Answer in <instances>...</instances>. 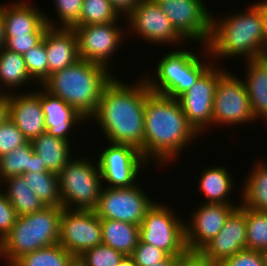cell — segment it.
<instances>
[{
    "instance_id": "cell-1",
    "label": "cell",
    "mask_w": 267,
    "mask_h": 266,
    "mask_svg": "<svg viewBox=\"0 0 267 266\" xmlns=\"http://www.w3.org/2000/svg\"><path fill=\"white\" fill-rule=\"evenodd\" d=\"M113 79L102 90L95 114L101 132L110 143L130 145L141 151L144 147V108L150 91L146 80L127 86Z\"/></svg>"
},
{
    "instance_id": "cell-2",
    "label": "cell",
    "mask_w": 267,
    "mask_h": 266,
    "mask_svg": "<svg viewBox=\"0 0 267 266\" xmlns=\"http://www.w3.org/2000/svg\"><path fill=\"white\" fill-rule=\"evenodd\" d=\"M144 122V147L140 153L147 162L151 159L169 163L194 138L200 137L177 99L151 90L146 96Z\"/></svg>"
},
{
    "instance_id": "cell-3",
    "label": "cell",
    "mask_w": 267,
    "mask_h": 266,
    "mask_svg": "<svg viewBox=\"0 0 267 266\" xmlns=\"http://www.w3.org/2000/svg\"><path fill=\"white\" fill-rule=\"evenodd\" d=\"M237 13L219 21L211 16L210 39L203 46L209 58L240 56L246 61L264 57L260 2L254 3L244 13Z\"/></svg>"
},
{
    "instance_id": "cell-4",
    "label": "cell",
    "mask_w": 267,
    "mask_h": 266,
    "mask_svg": "<svg viewBox=\"0 0 267 266\" xmlns=\"http://www.w3.org/2000/svg\"><path fill=\"white\" fill-rule=\"evenodd\" d=\"M110 69L79 59L52 73L41 85L74 108L86 121L95 114L102 90L113 79Z\"/></svg>"
},
{
    "instance_id": "cell-5",
    "label": "cell",
    "mask_w": 267,
    "mask_h": 266,
    "mask_svg": "<svg viewBox=\"0 0 267 266\" xmlns=\"http://www.w3.org/2000/svg\"><path fill=\"white\" fill-rule=\"evenodd\" d=\"M62 207L45 206L16 218L12 230L0 242V258L15 262L21 256L59 242Z\"/></svg>"
},
{
    "instance_id": "cell-6",
    "label": "cell",
    "mask_w": 267,
    "mask_h": 266,
    "mask_svg": "<svg viewBox=\"0 0 267 266\" xmlns=\"http://www.w3.org/2000/svg\"><path fill=\"white\" fill-rule=\"evenodd\" d=\"M198 57L195 53L185 49L165 54L157 64L156 78L158 80L149 76L144 77L149 89L152 92L177 99L193 87L195 82L214 65L206 64Z\"/></svg>"
},
{
    "instance_id": "cell-7",
    "label": "cell",
    "mask_w": 267,
    "mask_h": 266,
    "mask_svg": "<svg viewBox=\"0 0 267 266\" xmlns=\"http://www.w3.org/2000/svg\"><path fill=\"white\" fill-rule=\"evenodd\" d=\"M76 159L71 158L58 173L62 208L95 210L104 186L99 165L93 160Z\"/></svg>"
},
{
    "instance_id": "cell-8",
    "label": "cell",
    "mask_w": 267,
    "mask_h": 266,
    "mask_svg": "<svg viewBox=\"0 0 267 266\" xmlns=\"http://www.w3.org/2000/svg\"><path fill=\"white\" fill-rule=\"evenodd\" d=\"M169 208L154 202L139 225V239L162 249L169 256H179L187 250L185 222Z\"/></svg>"
},
{
    "instance_id": "cell-9",
    "label": "cell",
    "mask_w": 267,
    "mask_h": 266,
    "mask_svg": "<svg viewBox=\"0 0 267 266\" xmlns=\"http://www.w3.org/2000/svg\"><path fill=\"white\" fill-rule=\"evenodd\" d=\"M154 204L153 199L139 188L102 187L95 212L100 219L125 221L140 225L146 211Z\"/></svg>"
},
{
    "instance_id": "cell-10",
    "label": "cell",
    "mask_w": 267,
    "mask_h": 266,
    "mask_svg": "<svg viewBox=\"0 0 267 266\" xmlns=\"http://www.w3.org/2000/svg\"><path fill=\"white\" fill-rule=\"evenodd\" d=\"M184 40L206 46L211 35V13L203 0H155Z\"/></svg>"
},
{
    "instance_id": "cell-11",
    "label": "cell",
    "mask_w": 267,
    "mask_h": 266,
    "mask_svg": "<svg viewBox=\"0 0 267 266\" xmlns=\"http://www.w3.org/2000/svg\"><path fill=\"white\" fill-rule=\"evenodd\" d=\"M227 72L211 66L193 87L177 98L189 124L200 136L213 124L214 95L219 80Z\"/></svg>"
},
{
    "instance_id": "cell-12",
    "label": "cell",
    "mask_w": 267,
    "mask_h": 266,
    "mask_svg": "<svg viewBox=\"0 0 267 266\" xmlns=\"http://www.w3.org/2000/svg\"><path fill=\"white\" fill-rule=\"evenodd\" d=\"M75 258L102 244V227L95 210L62 208L59 242Z\"/></svg>"
},
{
    "instance_id": "cell-13",
    "label": "cell",
    "mask_w": 267,
    "mask_h": 266,
    "mask_svg": "<svg viewBox=\"0 0 267 266\" xmlns=\"http://www.w3.org/2000/svg\"><path fill=\"white\" fill-rule=\"evenodd\" d=\"M256 120L243 80L227 72L217 85L213 103V126L237 125Z\"/></svg>"
},
{
    "instance_id": "cell-14",
    "label": "cell",
    "mask_w": 267,
    "mask_h": 266,
    "mask_svg": "<svg viewBox=\"0 0 267 266\" xmlns=\"http://www.w3.org/2000/svg\"><path fill=\"white\" fill-rule=\"evenodd\" d=\"M98 165L103 181L108 187H132L138 173L148 163L138 149L130 145L113 144L102 150Z\"/></svg>"
},
{
    "instance_id": "cell-15",
    "label": "cell",
    "mask_w": 267,
    "mask_h": 266,
    "mask_svg": "<svg viewBox=\"0 0 267 266\" xmlns=\"http://www.w3.org/2000/svg\"><path fill=\"white\" fill-rule=\"evenodd\" d=\"M118 22L99 25L73 26L78 41L80 59L100 64L109 69L110 56L123 42L121 27Z\"/></svg>"
},
{
    "instance_id": "cell-16",
    "label": "cell",
    "mask_w": 267,
    "mask_h": 266,
    "mask_svg": "<svg viewBox=\"0 0 267 266\" xmlns=\"http://www.w3.org/2000/svg\"><path fill=\"white\" fill-rule=\"evenodd\" d=\"M125 20L134 34L152 44L177 43L180 46L184 41L155 0H141Z\"/></svg>"
},
{
    "instance_id": "cell-17",
    "label": "cell",
    "mask_w": 267,
    "mask_h": 266,
    "mask_svg": "<svg viewBox=\"0 0 267 266\" xmlns=\"http://www.w3.org/2000/svg\"><path fill=\"white\" fill-rule=\"evenodd\" d=\"M238 206L239 204H200L192 212L191 221L185 222L187 250L200 251L221 231L228 216Z\"/></svg>"
},
{
    "instance_id": "cell-18",
    "label": "cell",
    "mask_w": 267,
    "mask_h": 266,
    "mask_svg": "<svg viewBox=\"0 0 267 266\" xmlns=\"http://www.w3.org/2000/svg\"><path fill=\"white\" fill-rule=\"evenodd\" d=\"M246 217L239 205L227 218L221 231L200 251L220 264L228 257L246 249Z\"/></svg>"
},
{
    "instance_id": "cell-19",
    "label": "cell",
    "mask_w": 267,
    "mask_h": 266,
    "mask_svg": "<svg viewBox=\"0 0 267 266\" xmlns=\"http://www.w3.org/2000/svg\"><path fill=\"white\" fill-rule=\"evenodd\" d=\"M27 2H13L10 5L0 4L3 16L5 37L21 35H45L47 28L56 27L54 21L45 16L38 8ZM53 22V23H52Z\"/></svg>"
},
{
    "instance_id": "cell-20",
    "label": "cell",
    "mask_w": 267,
    "mask_h": 266,
    "mask_svg": "<svg viewBox=\"0 0 267 266\" xmlns=\"http://www.w3.org/2000/svg\"><path fill=\"white\" fill-rule=\"evenodd\" d=\"M37 91L22 92L18 95L13 92L10 94L9 118L28 141L46 132L45 116L40 103V94Z\"/></svg>"
},
{
    "instance_id": "cell-21",
    "label": "cell",
    "mask_w": 267,
    "mask_h": 266,
    "mask_svg": "<svg viewBox=\"0 0 267 266\" xmlns=\"http://www.w3.org/2000/svg\"><path fill=\"white\" fill-rule=\"evenodd\" d=\"M43 40L48 59V78L52 73L63 70L80 59L77 36L73 28L49 26Z\"/></svg>"
},
{
    "instance_id": "cell-22",
    "label": "cell",
    "mask_w": 267,
    "mask_h": 266,
    "mask_svg": "<svg viewBox=\"0 0 267 266\" xmlns=\"http://www.w3.org/2000/svg\"><path fill=\"white\" fill-rule=\"evenodd\" d=\"M38 91L40 103L45 116L46 132L54 137H59L68 142V132L72 127L86 119L81 116L74 108L68 105L59 97L52 95L43 86Z\"/></svg>"
},
{
    "instance_id": "cell-23",
    "label": "cell",
    "mask_w": 267,
    "mask_h": 266,
    "mask_svg": "<svg viewBox=\"0 0 267 266\" xmlns=\"http://www.w3.org/2000/svg\"><path fill=\"white\" fill-rule=\"evenodd\" d=\"M247 71L243 79L255 119L267 121V56L246 60Z\"/></svg>"
},
{
    "instance_id": "cell-24",
    "label": "cell",
    "mask_w": 267,
    "mask_h": 266,
    "mask_svg": "<svg viewBox=\"0 0 267 266\" xmlns=\"http://www.w3.org/2000/svg\"><path fill=\"white\" fill-rule=\"evenodd\" d=\"M33 149L31 141L18 146L13 151L0 157V181L10 177L22 176L26 172L53 173L48 171ZM0 183V184H1Z\"/></svg>"
},
{
    "instance_id": "cell-25",
    "label": "cell",
    "mask_w": 267,
    "mask_h": 266,
    "mask_svg": "<svg viewBox=\"0 0 267 266\" xmlns=\"http://www.w3.org/2000/svg\"><path fill=\"white\" fill-rule=\"evenodd\" d=\"M31 143L34 152L50 172L58 174L71 159L70 143L47 132L34 138Z\"/></svg>"
},
{
    "instance_id": "cell-26",
    "label": "cell",
    "mask_w": 267,
    "mask_h": 266,
    "mask_svg": "<svg viewBox=\"0 0 267 266\" xmlns=\"http://www.w3.org/2000/svg\"><path fill=\"white\" fill-rule=\"evenodd\" d=\"M102 244L110 246L123 255H132L139 242V226L111 219H100Z\"/></svg>"
},
{
    "instance_id": "cell-27",
    "label": "cell",
    "mask_w": 267,
    "mask_h": 266,
    "mask_svg": "<svg viewBox=\"0 0 267 266\" xmlns=\"http://www.w3.org/2000/svg\"><path fill=\"white\" fill-rule=\"evenodd\" d=\"M226 167H210L203 170L199 179V190L207 198L205 203L232 204L228 199L234 189L233 178Z\"/></svg>"
},
{
    "instance_id": "cell-28",
    "label": "cell",
    "mask_w": 267,
    "mask_h": 266,
    "mask_svg": "<svg viewBox=\"0 0 267 266\" xmlns=\"http://www.w3.org/2000/svg\"><path fill=\"white\" fill-rule=\"evenodd\" d=\"M7 184L4 195L15 209L17 217L32 214L45 207L43 202L33 192L22 176L3 180Z\"/></svg>"
},
{
    "instance_id": "cell-29",
    "label": "cell",
    "mask_w": 267,
    "mask_h": 266,
    "mask_svg": "<svg viewBox=\"0 0 267 266\" xmlns=\"http://www.w3.org/2000/svg\"><path fill=\"white\" fill-rule=\"evenodd\" d=\"M257 162L243 184L240 203L250 209L267 211V163Z\"/></svg>"
},
{
    "instance_id": "cell-30",
    "label": "cell",
    "mask_w": 267,
    "mask_h": 266,
    "mask_svg": "<svg viewBox=\"0 0 267 266\" xmlns=\"http://www.w3.org/2000/svg\"><path fill=\"white\" fill-rule=\"evenodd\" d=\"M34 82L28 72L25 65L23 55L14 51H10L5 47L0 50V82L4 84L6 89L14 90L18 87L24 86V84ZM1 84V83H0ZM0 85V89L2 87ZM4 91L0 90V93Z\"/></svg>"
},
{
    "instance_id": "cell-31",
    "label": "cell",
    "mask_w": 267,
    "mask_h": 266,
    "mask_svg": "<svg viewBox=\"0 0 267 266\" xmlns=\"http://www.w3.org/2000/svg\"><path fill=\"white\" fill-rule=\"evenodd\" d=\"M22 177L45 206L62 207L58 174L26 172Z\"/></svg>"
},
{
    "instance_id": "cell-32",
    "label": "cell",
    "mask_w": 267,
    "mask_h": 266,
    "mask_svg": "<svg viewBox=\"0 0 267 266\" xmlns=\"http://www.w3.org/2000/svg\"><path fill=\"white\" fill-rule=\"evenodd\" d=\"M76 258L59 243L40 248L18 258L17 266H72Z\"/></svg>"
},
{
    "instance_id": "cell-33",
    "label": "cell",
    "mask_w": 267,
    "mask_h": 266,
    "mask_svg": "<svg viewBox=\"0 0 267 266\" xmlns=\"http://www.w3.org/2000/svg\"><path fill=\"white\" fill-rule=\"evenodd\" d=\"M240 206L246 217V249L267 251V211L250 209L242 203Z\"/></svg>"
},
{
    "instance_id": "cell-34",
    "label": "cell",
    "mask_w": 267,
    "mask_h": 266,
    "mask_svg": "<svg viewBox=\"0 0 267 266\" xmlns=\"http://www.w3.org/2000/svg\"><path fill=\"white\" fill-rule=\"evenodd\" d=\"M119 17L110 0H83L79 21L74 26L107 24L117 22Z\"/></svg>"
},
{
    "instance_id": "cell-35",
    "label": "cell",
    "mask_w": 267,
    "mask_h": 266,
    "mask_svg": "<svg viewBox=\"0 0 267 266\" xmlns=\"http://www.w3.org/2000/svg\"><path fill=\"white\" fill-rule=\"evenodd\" d=\"M27 72L30 78L38 87L48 79V59L46 54L45 41L42 40L38 45L32 47L23 55Z\"/></svg>"
},
{
    "instance_id": "cell-36",
    "label": "cell",
    "mask_w": 267,
    "mask_h": 266,
    "mask_svg": "<svg viewBox=\"0 0 267 266\" xmlns=\"http://www.w3.org/2000/svg\"><path fill=\"white\" fill-rule=\"evenodd\" d=\"M124 256L110 246L100 244L85 250L76 261L81 266H118Z\"/></svg>"
},
{
    "instance_id": "cell-37",
    "label": "cell",
    "mask_w": 267,
    "mask_h": 266,
    "mask_svg": "<svg viewBox=\"0 0 267 266\" xmlns=\"http://www.w3.org/2000/svg\"><path fill=\"white\" fill-rule=\"evenodd\" d=\"M27 142L25 135L10 118L0 125V157Z\"/></svg>"
},
{
    "instance_id": "cell-38",
    "label": "cell",
    "mask_w": 267,
    "mask_h": 266,
    "mask_svg": "<svg viewBox=\"0 0 267 266\" xmlns=\"http://www.w3.org/2000/svg\"><path fill=\"white\" fill-rule=\"evenodd\" d=\"M54 2L60 20L59 25L72 28L79 21L83 0H55Z\"/></svg>"
},
{
    "instance_id": "cell-39",
    "label": "cell",
    "mask_w": 267,
    "mask_h": 266,
    "mask_svg": "<svg viewBox=\"0 0 267 266\" xmlns=\"http://www.w3.org/2000/svg\"><path fill=\"white\" fill-rule=\"evenodd\" d=\"M131 256L137 266H153L165 260L169 255L162 249L139 240Z\"/></svg>"
},
{
    "instance_id": "cell-40",
    "label": "cell",
    "mask_w": 267,
    "mask_h": 266,
    "mask_svg": "<svg viewBox=\"0 0 267 266\" xmlns=\"http://www.w3.org/2000/svg\"><path fill=\"white\" fill-rule=\"evenodd\" d=\"M219 266H267L264 252L242 250L223 260Z\"/></svg>"
},
{
    "instance_id": "cell-41",
    "label": "cell",
    "mask_w": 267,
    "mask_h": 266,
    "mask_svg": "<svg viewBox=\"0 0 267 266\" xmlns=\"http://www.w3.org/2000/svg\"><path fill=\"white\" fill-rule=\"evenodd\" d=\"M17 215L10 201L0 190V242L12 230Z\"/></svg>"
},
{
    "instance_id": "cell-42",
    "label": "cell",
    "mask_w": 267,
    "mask_h": 266,
    "mask_svg": "<svg viewBox=\"0 0 267 266\" xmlns=\"http://www.w3.org/2000/svg\"><path fill=\"white\" fill-rule=\"evenodd\" d=\"M44 35H21L16 37H5V48L24 55L32 47L38 45L43 40Z\"/></svg>"
},
{
    "instance_id": "cell-43",
    "label": "cell",
    "mask_w": 267,
    "mask_h": 266,
    "mask_svg": "<svg viewBox=\"0 0 267 266\" xmlns=\"http://www.w3.org/2000/svg\"><path fill=\"white\" fill-rule=\"evenodd\" d=\"M177 266H219V264L211 261L201 251L186 250L179 255Z\"/></svg>"
},
{
    "instance_id": "cell-44",
    "label": "cell",
    "mask_w": 267,
    "mask_h": 266,
    "mask_svg": "<svg viewBox=\"0 0 267 266\" xmlns=\"http://www.w3.org/2000/svg\"><path fill=\"white\" fill-rule=\"evenodd\" d=\"M114 10L122 16L128 17L141 0H110Z\"/></svg>"
},
{
    "instance_id": "cell-45",
    "label": "cell",
    "mask_w": 267,
    "mask_h": 266,
    "mask_svg": "<svg viewBox=\"0 0 267 266\" xmlns=\"http://www.w3.org/2000/svg\"><path fill=\"white\" fill-rule=\"evenodd\" d=\"M10 92L9 90L0 93V125L6 122L10 116Z\"/></svg>"
},
{
    "instance_id": "cell-46",
    "label": "cell",
    "mask_w": 267,
    "mask_h": 266,
    "mask_svg": "<svg viewBox=\"0 0 267 266\" xmlns=\"http://www.w3.org/2000/svg\"><path fill=\"white\" fill-rule=\"evenodd\" d=\"M260 14L264 37V57L267 56V0L260 1Z\"/></svg>"
},
{
    "instance_id": "cell-47",
    "label": "cell",
    "mask_w": 267,
    "mask_h": 266,
    "mask_svg": "<svg viewBox=\"0 0 267 266\" xmlns=\"http://www.w3.org/2000/svg\"><path fill=\"white\" fill-rule=\"evenodd\" d=\"M179 256H168L165 260L160 261L153 266H177Z\"/></svg>"
},
{
    "instance_id": "cell-48",
    "label": "cell",
    "mask_w": 267,
    "mask_h": 266,
    "mask_svg": "<svg viewBox=\"0 0 267 266\" xmlns=\"http://www.w3.org/2000/svg\"><path fill=\"white\" fill-rule=\"evenodd\" d=\"M6 38H5V28H4V21L3 16L0 13V50L5 47Z\"/></svg>"
},
{
    "instance_id": "cell-49",
    "label": "cell",
    "mask_w": 267,
    "mask_h": 266,
    "mask_svg": "<svg viewBox=\"0 0 267 266\" xmlns=\"http://www.w3.org/2000/svg\"><path fill=\"white\" fill-rule=\"evenodd\" d=\"M118 266H137L131 255H125Z\"/></svg>"
},
{
    "instance_id": "cell-50",
    "label": "cell",
    "mask_w": 267,
    "mask_h": 266,
    "mask_svg": "<svg viewBox=\"0 0 267 266\" xmlns=\"http://www.w3.org/2000/svg\"><path fill=\"white\" fill-rule=\"evenodd\" d=\"M7 266H17V265L14 262H7Z\"/></svg>"
},
{
    "instance_id": "cell-51",
    "label": "cell",
    "mask_w": 267,
    "mask_h": 266,
    "mask_svg": "<svg viewBox=\"0 0 267 266\" xmlns=\"http://www.w3.org/2000/svg\"><path fill=\"white\" fill-rule=\"evenodd\" d=\"M72 266H81V265L77 261H75Z\"/></svg>"
},
{
    "instance_id": "cell-52",
    "label": "cell",
    "mask_w": 267,
    "mask_h": 266,
    "mask_svg": "<svg viewBox=\"0 0 267 266\" xmlns=\"http://www.w3.org/2000/svg\"><path fill=\"white\" fill-rule=\"evenodd\" d=\"M266 263H267V251L264 252Z\"/></svg>"
}]
</instances>
